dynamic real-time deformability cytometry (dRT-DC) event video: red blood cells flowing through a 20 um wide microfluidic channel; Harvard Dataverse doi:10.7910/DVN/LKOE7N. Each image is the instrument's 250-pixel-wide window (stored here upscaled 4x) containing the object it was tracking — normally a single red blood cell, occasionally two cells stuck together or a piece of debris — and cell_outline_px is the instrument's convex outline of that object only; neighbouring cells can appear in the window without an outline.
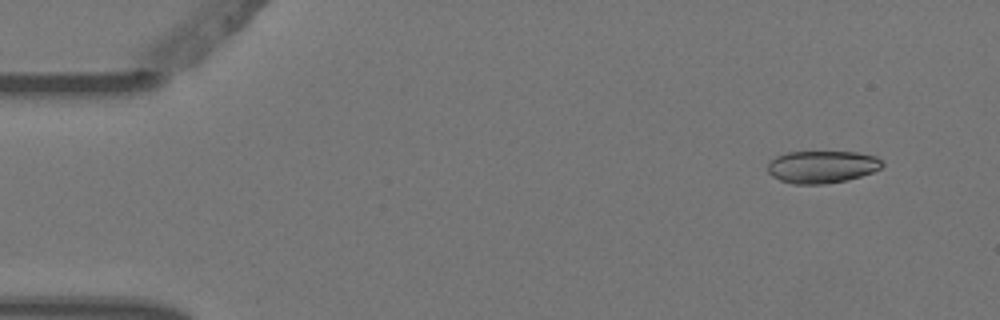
{"species": "Egyptian fruit bat (a non-hibernating species)", "species_latin": "Rousettus aegyptiacus", "temperature_condition": "warm", "stored_images_in_passage": 5, "camera_frame_rate_fps": 3000, "um_per_image_px": 0.085, "animal": {"sex": "female"}, "frame": {"image": 1, "passage_image": 1, "time_ms": 0.0, "image_size_px": [1000, 320], "cell_outline_px": [[884, 164], [880, 168], [872, 172], [848, 180], [824, 184], [792, 184], [780, 180], [772, 176], [768, 172], [768, 164], [776, 156], [788, 152], [856, 152], [876, 156]], "centroid_in_image_um": [69.86, 14.18], "position_along_channel_um": 15.1, "area_um2": 21.56}}